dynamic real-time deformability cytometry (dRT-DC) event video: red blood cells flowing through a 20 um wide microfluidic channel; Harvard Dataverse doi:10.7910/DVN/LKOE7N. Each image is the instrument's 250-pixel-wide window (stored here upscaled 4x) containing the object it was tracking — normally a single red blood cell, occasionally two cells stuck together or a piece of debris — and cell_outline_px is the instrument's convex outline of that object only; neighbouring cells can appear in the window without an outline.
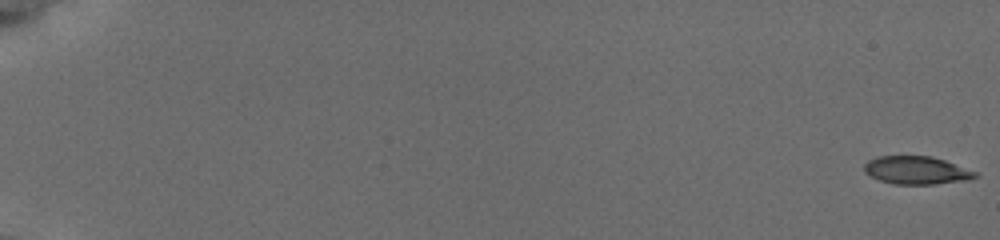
{"species": "common noctule bat (a hibernating species)", "species_latin": "Nyctalus noctula", "temperature_condition": "cold", "stored_images_in_passage": 56, "camera_frame_rate_fps": 3000, "um_per_image_px": 0.085, "animal": {"sex": "female", "body_mass_g": 19.5, "forearm_length_mm": 54.1}, "frame": {"image": 1, "passage_image": 1, "time_ms": 0.0, "image_size_px": [1000, 240], "cell_outline_px": [[980, 176], [964, 180], [932, 184], [896, 184], [880, 180], [864, 172], [864, 164], [868, 160], [876, 156], [932, 156], [980, 172]], "centroid_in_image_um": [77.93, 14.46], "position_along_channel_um": 7.1, "area_um2": 18.09}}
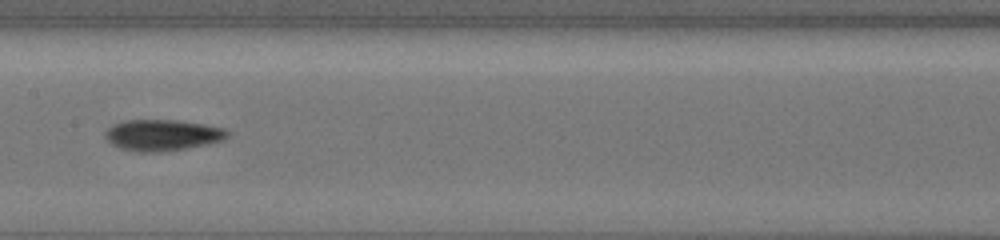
{"frame": {"image": 2, "passage_image": 32, "time_ms": 10.333, "image_size_px": [1000, 240], "cell_outline_px": [[228, 136], [220, 140], [204, 144], [184, 148], [160, 152], [140, 152], [120, 148], [112, 144], [104, 136], [104, 132], [112, 124], [124, 120], [176, 120], [204, 124], [224, 128], [228, 132]], "centroid_in_image_um": [13.74, 11.47], "position_along_channel_um": 193.7, "area_um2": 21.96}}
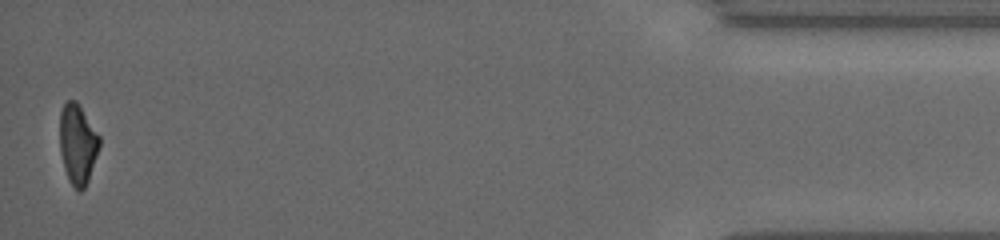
{"frame": {"image": 3, "passage_image": 56, "time_ms": 18.333, "image_size_px": [1000, 240], "cell_outline_px": [[100, 144], [88, 180], [84, 188], [80, 192], [76, 192], [68, 180], [64, 168], [60, 152], [60, 112], [64, 104], [68, 100], [76, 100], [100, 136]], "centroid_in_image_um": [6.59, 12.27], "position_along_channel_um": 428.6, "area_um2": 18.5}, "authors_computed_cell_mechanics": {"area_um2": 19.6231, "velocity_mm_per_s": 3.8437, "shape_relaxation_time_tau1_ms": 1.8525, "shape_relaxation_time_tau2_ms": 4.109, "deformation_change_tau1": 0.1216, "deformation_change_tau2": 0.1096}}